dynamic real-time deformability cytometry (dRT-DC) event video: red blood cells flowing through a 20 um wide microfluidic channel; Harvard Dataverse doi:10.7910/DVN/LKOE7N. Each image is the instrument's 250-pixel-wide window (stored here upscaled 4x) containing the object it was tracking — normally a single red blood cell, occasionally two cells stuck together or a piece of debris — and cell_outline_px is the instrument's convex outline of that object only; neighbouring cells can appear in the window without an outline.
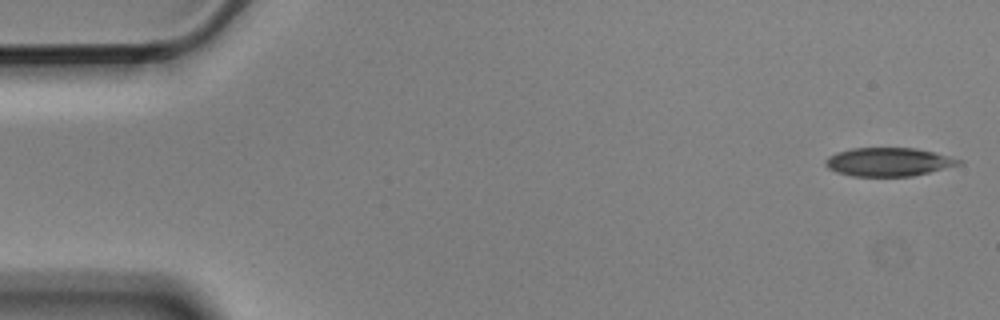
{"species": "Egyptian fruit bat (a non-hibernating species)", "species_latin": "Rousettus aegyptiacus", "temperature_condition": "cold", "stored_images_in_passage": 5, "camera_frame_rate_fps": 3000, "um_per_image_px": 0.085, "animal": {"sex": "male"}, "frame": {"image": 1, "passage_image": 1, "time_ms": 0.0, "image_size_px": [1000, 320], "cell_outline_px": [[964, 164], [912, 176], [852, 176], [836, 172], [828, 168], [824, 164], [824, 160], [828, 156], [836, 152], [852, 148], [916, 148], [964, 160]], "centroid_in_image_um": [75.52, 13.76], "position_along_channel_um": 9.5, "area_um2": 22.25}}
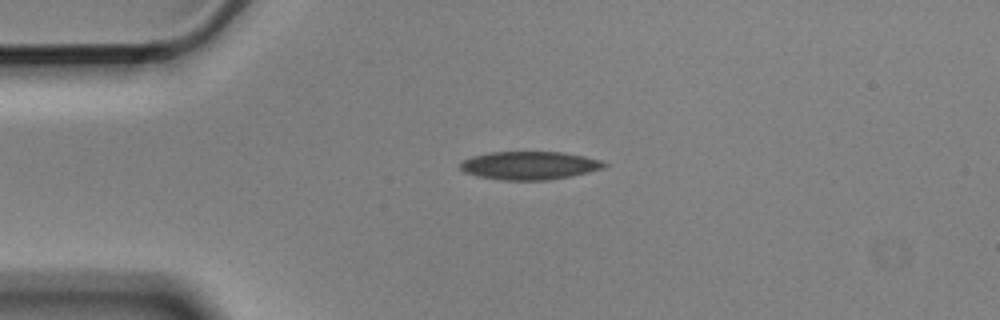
{"frame": {"image": 2, "passage_image": 4, "time_ms": 1.0, "image_size_px": [1000, 320], "cell_outline_px": [[608, 164], [604, 168], [588, 172], [548, 180], [500, 180], [476, 176], [464, 172], [460, 168], [460, 164], [464, 160], [472, 156], [492, 152], [564, 152], [584, 156], [600, 160]], "centroid_in_image_um": [44.99, 14.07], "position_along_channel_um": 40.0, "area_um2": 23.58}}